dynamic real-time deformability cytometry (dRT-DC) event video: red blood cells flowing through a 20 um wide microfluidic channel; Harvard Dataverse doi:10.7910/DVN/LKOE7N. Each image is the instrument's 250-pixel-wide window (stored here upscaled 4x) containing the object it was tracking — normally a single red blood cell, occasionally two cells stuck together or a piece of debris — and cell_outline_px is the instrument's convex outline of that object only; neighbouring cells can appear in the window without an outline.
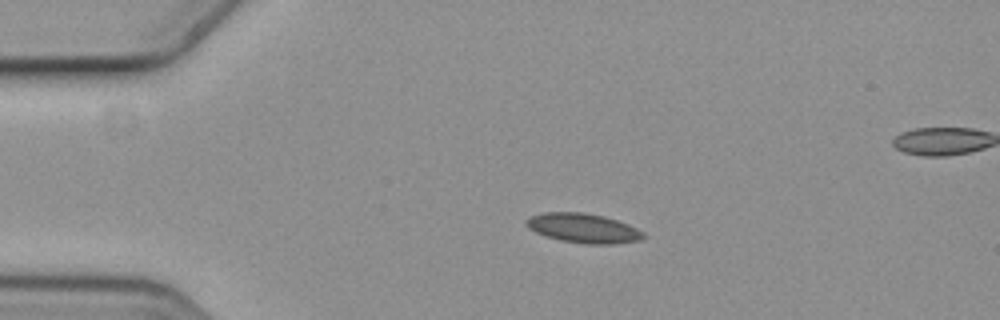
{"species": "common noctule bat (a hibernating species)", "species_latin": "Nyctalus noctula", "temperature_condition": "cold", "stored_images_in_passage": 3, "camera_frame_rate_fps": 3000, "um_per_image_px": 0.085, "animal": {"sex": "female", "body_mass_g": 19.3, "forearm_length_mm": 54.1}, "frame": {"image": 1, "passage_image": 1, "time_ms": 0.0, "image_size_px": [1000, 320], "cell_outline_px": [[648, 236], [640, 240], [616, 244], [588, 244], [560, 240], [544, 236], [528, 228], [524, 224], [524, 220], [528, 216], [544, 212], [584, 212], [604, 216], [628, 224], [644, 232]], "centroid_in_image_um": [49.56, 19.39], "position_along_channel_um": 35.4, "area_um2": 20.4}}